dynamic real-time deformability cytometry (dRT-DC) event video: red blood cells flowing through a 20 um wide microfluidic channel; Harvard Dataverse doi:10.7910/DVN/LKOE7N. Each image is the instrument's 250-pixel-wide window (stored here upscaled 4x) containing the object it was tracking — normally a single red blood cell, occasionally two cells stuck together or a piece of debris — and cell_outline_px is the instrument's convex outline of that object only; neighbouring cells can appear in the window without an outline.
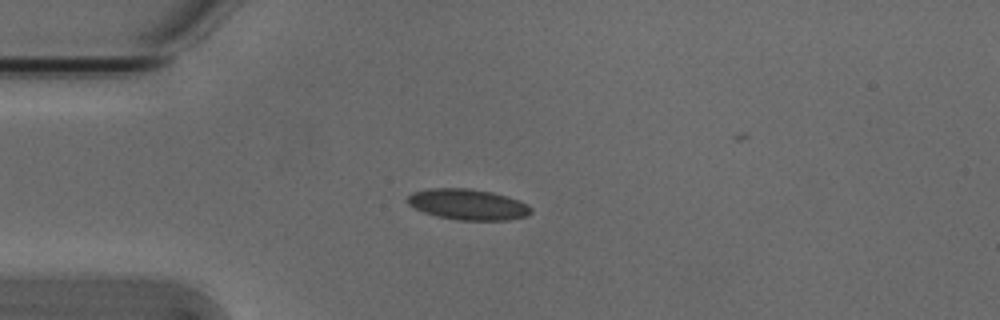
{"species": "Egyptian fruit bat (a non-hibernating species)", "species_latin": "Rousettus aegyptiacus", "temperature_condition": "cold", "stored_images_in_passage": 34, "camera_frame_rate_fps": 3000, "um_per_image_px": 0.085, "animal": {"sex": "male"}, "frame": {"image": 1, "passage_image": 1, "time_ms": 0.0, "image_size_px": [1000, 320], "cell_outline_px": [[532, 212], [528, 216], [508, 220], [456, 220], [436, 216], [424, 212], [408, 204], [404, 200], [412, 192], [428, 188], [468, 188], [492, 192], [528, 204], [532, 208]], "centroid_in_image_um": [39.74, 17.38], "position_along_channel_um": 45.3, "area_um2": 22.25}}
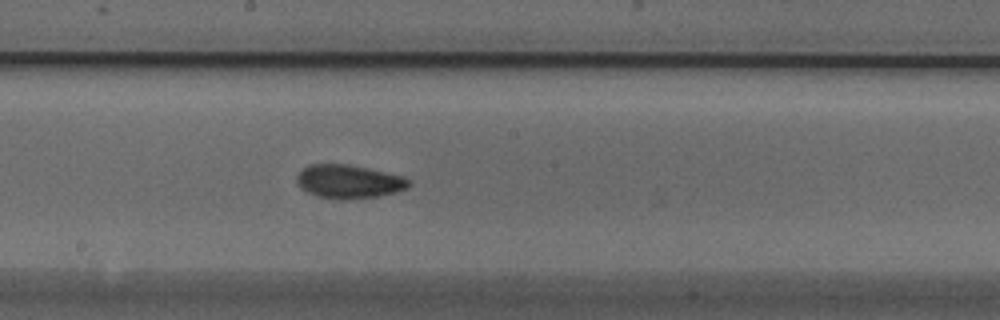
{"frame": {"image": 2, "passage_image": 16, "time_ms": 5.0, "image_size_px": [1000, 320], "cell_outline_px": [[412, 184], [408, 188], [396, 192], [376, 196], [316, 196], [300, 188], [296, 180], [296, 176], [308, 164], [348, 164], [404, 176], [412, 180]], "centroid_in_image_um": [29.68, 15.38], "position_along_channel_um": 218.5, "area_um2": 21.15}}
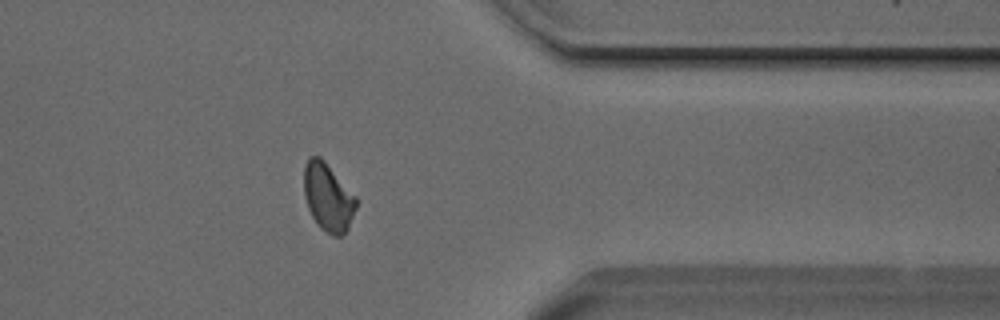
{"frame": {"image": 3, "passage_image": 30, "time_ms": 9.667, "image_size_px": [1000, 320], "cell_outline_px": [[356, 208], [348, 228], [340, 236], [332, 236], [320, 228], [312, 216], [308, 208], [304, 196], [304, 164], [308, 156], [320, 156], [324, 160], [356, 196]], "centroid_in_image_um": [27.86, 16.74], "position_along_channel_um": 383.5, "area_um2": 20.69}, "authors_computed_cell_mechanics": {"area_um2": 21.0681, "velocity_mm_per_s": 3.8213, "shape_relaxation_time_tau1_ms": 4.3555, "shape_relaxation_time_tau2_ms": 1.5384, "deformation_change_tau1": 0.1078, "deformation_change_tau2": 0.0719}}